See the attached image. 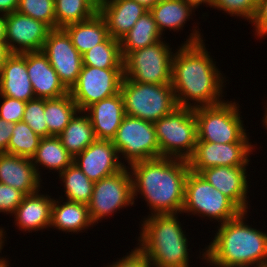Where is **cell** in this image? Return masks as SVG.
<instances>
[{"label":"cell","instance_id":"1","mask_svg":"<svg viewBox=\"0 0 267 267\" xmlns=\"http://www.w3.org/2000/svg\"><path fill=\"white\" fill-rule=\"evenodd\" d=\"M199 30V26H193L190 35L175 50L172 58L171 85L179 107L194 109L225 101L222 99L225 96L223 88L228 80H224L226 76L206 49Z\"/></svg>","mask_w":267,"mask_h":267},{"label":"cell","instance_id":"2","mask_svg":"<svg viewBox=\"0 0 267 267\" xmlns=\"http://www.w3.org/2000/svg\"><path fill=\"white\" fill-rule=\"evenodd\" d=\"M127 167L134 204L139 195L149 207L148 215L182 214L185 181L190 171L187 160L159 157L137 161Z\"/></svg>","mask_w":267,"mask_h":267},{"label":"cell","instance_id":"3","mask_svg":"<svg viewBox=\"0 0 267 267\" xmlns=\"http://www.w3.org/2000/svg\"><path fill=\"white\" fill-rule=\"evenodd\" d=\"M247 213L241 212L217 226L213 240L198 256L205 264L210 267H267V232L249 225Z\"/></svg>","mask_w":267,"mask_h":267},{"label":"cell","instance_id":"4","mask_svg":"<svg viewBox=\"0 0 267 267\" xmlns=\"http://www.w3.org/2000/svg\"><path fill=\"white\" fill-rule=\"evenodd\" d=\"M178 216L150 214L141 219L136 246L148 257L152 267H190V243Z\"/></svg>","mask_w":267,"mask_h":267},{"label":"cell","instance_id":"5","mask_svg":"<svg viewBox=\"0 0 267 267\" xmlns=\"http://www.w3.org/2000/svg\"><path fill=\"white\" fill-rule=\"evenodd\" d=\"M239 103L224 101L213 106L194 108L197 140L212 143H252L244 128ZM241 116V117H240Z\"/></svg>","mask_w":267,"mask_h":267},{"label":"cell","instance_id":"6","mask_svg":"<svg viewBox=\"0 0 267 267\" xmlns=\"http://www.w3.org/2000/svg\"><path fill=\"white\" fill-rule=\"evenodd\" d=\"M120 93L125 114L155 123L178 107L171 84H150L123 77Z\"/></svg>","mask_w":267,"mask_h":267},{"label":"cell","instance_id":"7","mask_svg":"<svg viewBox=\"0 0 267 267\" xmlns=\"http://www.w3.org/2000/svg\"><path fill=\"white\" fill-rule=\"evenodd\" d=\"M154 124L160 157L189 160L197 142V121L194 109L176 107Z\"/></svg>","mask_w":267,"mask_h":267},{"label":"cell","instance_id":"8","mask_svg":"<svg viewBox=\"0 0 267 267\" xmlns=\"http://www.w3.org/2000/svg\"><path fill=\"white\" fill-rule=\"evenodd\" d=\"M242 211L199 173L189 171L185 181L182 214L195 215L224 224ZM213 219V220H212Z\"/></svg>","mask_w":267,"mask_h":267},{"label":"cell","instance_id":"9","mask_svg":"<svg viewBox=\"0 0 267 267\" xmlns=\"http://www.w3.org/2000/svg\"><path fill=\"white\" fill-rule=\"evenodd\" d=\"M163 40L130 52L123 59L124 77L140 83L171 84L175 50Z\"/></svg>","mask_w":267,"mask_h":267},{"label":"cell","instance_id":"10","mask_svg":"<svg viewBox=\"0 0 267 267\" xmlns=\"http://www.w3.org/2000/svg\"><path fill=\"white\" fill-rule=\"evenodd\" d=\"M112 142L125 166L160 157L154 124L138 117L125 114Z\"/></svg>","mask_w":267,"mask_h":267},{"label":"cell","instance_id":"11","mask_svg":"<svg viewBox=\"0 0 267 267\" xmlns=\"http://www.w3.org/2000/svg\"><path fill=\"white\" fill-rule=\"evenodd\" d=\"M134 206L132 179L127 166L111 176L94 183L88 204L89 215L94 225L123 208Z\"/></svg>","mask_w":267,"mask_h":267},{"label":"cell","instance_id":"12","mask_svg":"<svg viewBox=\"0 0 267 267\" xmlns=\"http://www.w3.org/2000/svg\"><path fill=\"white\" fill-rule=\"evenodd\" d=\"M123 69H100L82 66L77 83L69 93L78 110L85 111L92 104L120 93Z\"/></svg>","mask_w":267,"mask_h":267},{"label":"cell","instance_id":"13","mask_svg":"<svg viewBox=\"0 0 267 267\" xmlns=\"http://www.w3.org/2000/svg\"><path fill=\"white\" fill-rule=\"evenodd\" d=\"M42 52L63 85L70 91L77 83L83 66L82 55L73 46L70 36L63 28L52 29L44 42Z\"/></svg>","mask_w":267,"mask_h":267},{"label":"cell","instance_id":"14","mask_svg":"<svg viewBox=\"0 0 267 267\" xmlns=\"http://www.w3.org/2000/svg\"><path fill=\"white\" fill-rule=\"evenodd\" d=\"M252 143H212L197 140L193 155L188 160L190 171L216 166H248L255 145Z\"/></svg>","mask_w":267,"mask_h":267},{"label":"cell","instance_id":"15","mask_svg":"<svg viewBox=\"0 0 267 267\" xmlns=\"http://www.w3.org/2000/svg\"><path fill=\"white\" fill-rule=\"evenodd\" d=\"M5 44L10 53L42 51L52 28L43 21L14 11L5 15Z\"/></svg>","mask_w":267,"mask_h":267},{"label":"cell","instance_id":"16","mask_svg":"<svg viewBox=\"0 0 267 267\" xmlns=\"http://www.w3.org/2000/svg\"><path fill=\"white\" fill-rule=\"evenodd\" d=\"M73 163L94 182L116 174L125 167L112 140L103 139H96L83 152L77 154Z\"/></svg>","mask_w":267,"mask_h":267},{"label":"cell","instance_id":"17","mask_svg":"<svg viewBox=\"0 0 267 267\" xmlns=\"http://www.w3.org/2000/svg\"><path fill=\"white\" fill-rule=\"evenodd\" d=\"M247 168V166H216L204 169L199 174L228 197L242 212H248L250 175L247 173Z\"/></svg>","mask_w":267,"mask_h":267},{"label":"cell","instance_id":"18","mask_svg":"<svg viewBox=\"0 0 267 267\" xmlns=\"http://www.w3.org/2000/svg\"><path fill=\"white\" fill-rule=\"evenodd\" d=\"M26 67L36 98L56 99L69 93L42 51L26 52Z\"/></svg>","mask_w":267,"mask_h":267},{"label":"cell","instance_id":"19","mask_svg":"<svg viewBox=\"0 0 267 267\" xmlns=\"http://www.w3.org/2000/svg\"><path fill=\"white\" fill-rule=\"evenodd\" d=\"M148 10L134 0H98V12L104 18L109 36L120 40Z\"/></svg>","mask_w":267,"mask_h":267},{"label":"cell","instance_id":"20","mask_svg":"<svg viewBox=\"0 0 267 267\" xmlns=\"http://www.w3.org/2000/svg\"><path fill=\"white\" fill-rule=\"evenodd\" d=\"M0 183L14 187L24 195L38 192L43 184L30 158L9 153L0 154Z\"/></svg>","mask_w":267,"mask_h":267},{"label":"cell","instance_id":"21","mask_svg":"<svg viewBox=\"0 0 267 267\" xmlns=\"http://www.w3.org/2000/svg\"><path fill=\"white\" fill-rule=\"evenodd\" d=\"M54 198L47 193H36L25 195L18 205L14 215V223L18 230L24 232H38L49 229L51 225L52 204Z\"/></svg>","mask_w":267,"mask_h":267},{"label":"cell","instance_id":"22","mask_svg":"<svg viewBox=\"0 0 267 267\" xmlns=\"http://www.w3.org/2000/svg\"><path fill=\"white\" fill-rule=\"evenodd\" d=\"M0 95L29 101L36 98L26 67V52L11 53L0 69Z\"/></svg>","mask_w":267,"mask_h":267},{"label":"cell","instance_id":"23","mask_svg":"<svg viewBox=\"0 0 267 267\" xmlns=\"http://www.w3.org/2000/svg\"><path fill=\"white\" fill-rule=\"evenodd\" d=\"M88 114L97 139L112 140L125 116L121 93L115 94L89 106Z\"/></svg>","mask_w":267,"mask_h":267},{"label":"cell","instance_id":"24","mask_svg":"<svg viewBox=\"0 0 267 267\" xmlns=\"http://www.w3.org/2000/svg\"><path fill=\"white\" fill-rule=\"evenodd\" d=\"M58 198L54 199L52 204L50 228L66 234L69 232L78 234L95 226L90 218L88 205Z\"/></svg>","mask_w":267,"mask_h":267},{"label":"cell","instance_id":"25","mask_svg":"<svg viewBox=\"0 0 267 267\" xmlns=\"http://www.w3.org/2000/svg\"><path fill=\"white\" fill-rule=\"evenodd\" d=\"M63 29L81 55L109 37L106 22L99 12L86 21L67 25Z\"/></svg>","mask_w":267,"mask_h":267},{"label":"cell","instance_id":"26","mask_svg":"<svg viewBox=\"0 0 267 267\" xmlns=\"http://www.w3.org/2000/svg\"><path fill=\"white\" fill-rule=\"evenodd\" d=\"M31 160L41 179V170L39 169L54 170L55 173L57 171L60 174L73 163L74 157L62 145L58 137L51 136L41 138L36 153Z\"/></svg>","mask_w":267,"mask_h":267},{"label":"cell","instance_id":"27","mask_svg":"<svg viewBox=\"0 0 267 267\" xmlns=\"http://www.w3.org/2000/svg\"><path fill=\"white\" fill-rule=\"evenodd\" d=\"M154 17L159 32L164 36L169 31H183L186 21L192 19L195 10L183 0H160L149 10Z\"/></svg>","mask_w":267,"mask_h":267},{"label":"cell","instance_id":"28","mask_svg":"<svg viewBox=\"0 0 267 267\" xmlns=\"http://www.w3.org/2000/svg\"><path fill=\"white\" fill-rule=\"evenodd\" d=\"M58 138L73 157L97 139L88 114L80 110L71 118Z\"/></svg>","mask_w":267,"mask_h":267},{"label":"cell","instance_id":"29","mask_svg":"<svg viewBox=\"0 0 267 267\" xmlns=\"http://www.w3.org/2000/svg\"><path fill=\"white\" fill-rule=\"evenodd\" d=\"M164 39L150 11L143 14L120 41L123 59L135 50L151 46Z\"/></svg>","mask_w":267,"mask_h":267},{"label":"cell","instance_id":"30","mask_svg":"<svg viewBox=\"0 0 267 267\" xmlns=\"http://www.w3.org/2000/svg\"><path fill=\"white\" fill-rule=\"evenodd\" d=\"M77 111V105L70 93L56 99H44L48 137H58Z\"/></svg>","mask_w":267,"mask_h":267},{"label":"cell","instance_id":"31","mask_svg":"<svg viewBox=\"0 0 267 267\" xmlns=\"http://www.w3.org/2000/svg\"><path fill=\"white\" fill-rule=\"evenodd\" d=\"M58 176L62 179L60 181L64 186L63 191L66 197L61 195L60 198L86 205L90 203L95 182L90 180L75 163L68 166Z\"/></svg>","mask_w":267,"mask_h":267},{"label":"cell","instance_id":"32","mask_svg":"<svg viewBox=\"0 0 267 267\" xmlns=\"http://www.w3.org/2000/svg\"><path fill=\"white\" fill-rule=\"evenodd\" d=\"M98 12V0H55L56 29L83 22Z\"/></svg>","mask_w":267,"mask_h":267},{"label":"cell","instance_id":"33","mask_svg":"<svg viewBox=\"0 0 267 267\" xmlns=\"http://www.w3.org/2000/svg\"><path fill=\"white\" fill-rule=\"evenodd\" d=\"M83 65L100 69H123L120 41L108 37L82 55Z\"/></svg>","mask_w":267,"mask_h":267},{"label":"cell","instance_id":"34","mask_svg":"<svg viewBox=\"0 0 267 267\" xmlns=\"http://www.w3.org/2000/svg\"><path fill=\"white\" fill-rule=\"evenodd\" d=\"M40 140L41 137L24 121H19L14 124L8 144V153L31 159L36 153Z\"/></svg>","mask_w":267,"mask_h":267},{"label":"cell","instance_id":"35","mask_svg":"<svg viewBox=\"0 0 267 267\" xmlns=\"http://www.w3.org/2000/svg\"><path fill=\"white\" fill-rule=\"evenodd\" d=\"M17 11L56 29L55 0H20Z\"/></svg>","mask_w":267,"mask_h":267},{"label":"cell","instance_id":"36","mask_svg":"<svg viewBox=\"0 0 267 267\" xmlns=\"http://www.w3.org/2000/svg\"><path fill=\"white\" fill-rule=\"evenodd\" d=\"M22 121L41 138L48 137V127L44 115V99L34 98L27 101Z\"/></svg>","mask_w":267,"mask_h":267},{"label":"cell","instance_id":"37","mask_svg":"<svg viewBox=\"0 0 267 267\" xmlns=\"http://www.w3.org/2000/svg\"><path fill=\"white\" fill-rule=\"evenodd\" d=\"M228 15L241 17L250 22L256 12V0H213V7Z\"/></svg>","mask_w":267,"mask_h":267},{"label":"cell","instance_id":"38","mask_svg":"<svg viewBox=\"0 0 267 267\" xmlns=\"http://www.w3.org/2000/svg\"><path fill=\"white\" fill-rule=\"evenodd\" d=\"M0 98V118L14 124L22 121L26 102L3 95Z\"/></svg>","mask_w":267,"mask_h":267},{"label":"cell","instance_id":"39","mask_svg":"<svg viewBox=\"0 0 267 267\" xmlns=\"http://www.w3.org/2000/svg\"><path fill=\"white\" fill-rule=\"evenodd\" d=\"M24 196L16 188L0 183V213L3 212L2 214H11L10 216H13Z\"/></svg>","mask_w":267,"mask_h":267},{"label":"cell","instance_id":"40","mask_svg":"<svg viewBox=\"0 0 267 267\" xmlns=\"http://www.w3.org/2000/svg\"><path fill=\"white\" fill-rule=\"evenodd\" d=\"M115 262L106 267H152L148 257L136 246L122 258H117Z\"/></svg>","mask_w":267,"mask_h":267},{"label":"cell","instance_id":"41","mask_svg":"<svg viewBox=\"0 0 267 267\" xmlns=\"http://www.w3.org/2000/svg\"><path fill=\"white\" fill-rule=\"evenodd\" d=\"M254 27V34L258 38H266L267 36V0H259L257 2L256 12L249 22Z\"/></svg>","mask_w":267,"mask_h":267},{"label":"cell","instance_id":"42","mask_svg":"<svg viewBox=\"0 0 267 267\" xmlns=\"http://www.w3.org/2000/svg\"><path fill=\"white\" fill-rule=\"evenodd\" d=\"M14 123L6 122L0 118V154L8 153V144L12 136Z\"/></svg>","mask_w":267,"mask_h":267},{"label":"cell","instance_id":"43","mask_svg":"<svg viewBox=\"0 0 267 267\" xmlns=\"http://www.w3.org/2000/svg\"><path fill=\"white\" fill-rule=\"evenodd\" d=\"M20 0H0V15H8L17 11Z\"/></svg>","mask_w":267,"mask_h":267},{"label":"cell","instance_id":"44","mask_svg":"<svg viewBox=\"0 0 267 267\" xmlns=\"http://www.w3.org/2000/svg\"><path fill=\"white\" fill-rule=\"evenodd\" d=\"M4 230L5 229L3 227H0V253H2L1 250L4 248V245H5L4 243L7 240L6 236H5L6 235V233H5L6 230L5 231ZM7 259H9V258L0 256V267H5L8 264H10L9 260H7Z\"/></svg>","mask_w":267,"mask_h":267},{"label":"cell","instance_id":"45","mask_svg":"<svg viewBox=\"0 0 267 267\" xmlns=\"http://www.w3.org/2000/svg\"><path fill=\"white\" fill-rule=\"evenodd\" d=\"M187 5L191 6L194 10L205 4L206 7H213V0H183ZM208 5V6H207Z\"/></svg>","mask_w":267,"mask_h":267},{"label":"cell","instance_id":"46","mask_svg":"<svg viewBox=\"0 0 267 267\" xmlns=\"http://www.w3.org/2000/svg\"><path fill=\"white\" fill-rule=\"evenodd\" d=\"M10 51L8 50L7 45L5 42H0V69L2 68V65L4 64V61L6 58L10 55Z\"/></svg>","mask_w":267,"mask_h":267},{"label":"cell","instance_id":"47","mask_svg":"<svg viewBox=\"0 0 267 267\" xmlns=\"http://www.w3.org/2000/svg\"><path fill=\"white\" fill-rule=\"evenodd\" d=\"M6 37V19L5 15H0V42H5Z\"/></svg>","mask_w":267,"mask_h":267},{"label":"cell","instance_id":"48","mask_svg":"<svg viewBox=\"0 0 267 267\" xmlns=\"http://www.w3.org/2000/svg\"><path fill=\"white\" fill-rule=\"evenodd\" d=\"M148 11L155 6L160 0H134Z\"/></svg>","mask_w":267,"mask_h":267},{"label":"cell","instance_id":"49","mask_svg":"<svg viewBox=\"0 0 267 267\" xmlns=\"http://www.w3.org/2000/svg\"><path fill=\"white\" fill-rule=\"evenodd\" d=\"M264 106H265V111H264L265 113H264V117H262L263 118L262 119V122H263L262 125L267 128V107H266L267 105H264Z\"/></svg>","mask_w":267,"mask_h":267}]
</instances>
